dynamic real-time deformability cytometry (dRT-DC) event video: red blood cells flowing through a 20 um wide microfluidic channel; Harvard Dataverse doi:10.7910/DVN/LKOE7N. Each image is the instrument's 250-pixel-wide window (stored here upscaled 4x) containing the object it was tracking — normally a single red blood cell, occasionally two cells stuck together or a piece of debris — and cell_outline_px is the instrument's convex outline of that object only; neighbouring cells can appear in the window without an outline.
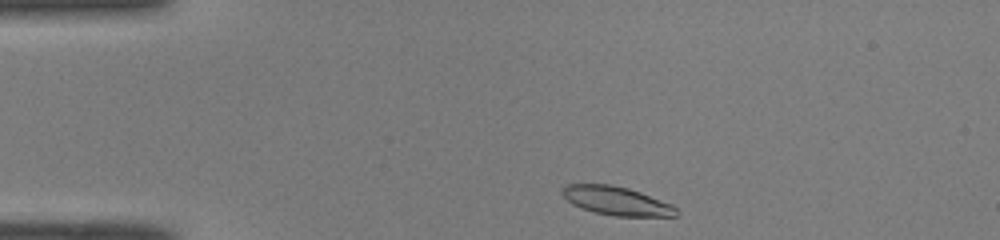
{"species": "common noctule bat (a hibernating species)", "species_latin": "Nyctalus noctula", "temperature_condition": "room temperature", "stored_images_in_passage": 41, "camera_frame_rate_fps": 3000, "um_per_image_px": 0.085, "animal": {"sex": "male", "body_mass_g": 19.0, "forearm_length_mm": 50.8}, "frame": {"image": 1, "passage_image": 1, "time_ms": 0.0, "image_size_px": [1000, 240], "cell_outline_px": [[680, 212], [676, 216], [616, 216], [596, 212], [580, 208], [572, 204], [560, 192], [564, 184], [612, 184], [628, 188], [640, 192], [672, 204]], "centroid_in_image_um": [52.4, 17.06], "position_along_channel_um": 32.6, "area_um2": 19.07}}
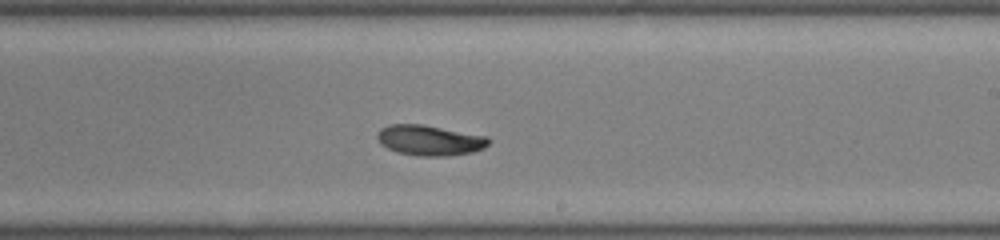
{"frame": {"image": 2, "passage_image": 21, "time_ms": 6.667, "image_size_px": [1000, 240], "cell_outline_px": [[492, 140], [484, 148], [472, 152], [448, 156], [416, 156], [396, 152], [380, 144], [376, 136], [380, 128], [392, 124], [420, 124], [488, 136]], "centroid_in_image_um": [36.52, 11.93], "position_along_channel_um": 252.5, "area_um2": 19.83}}
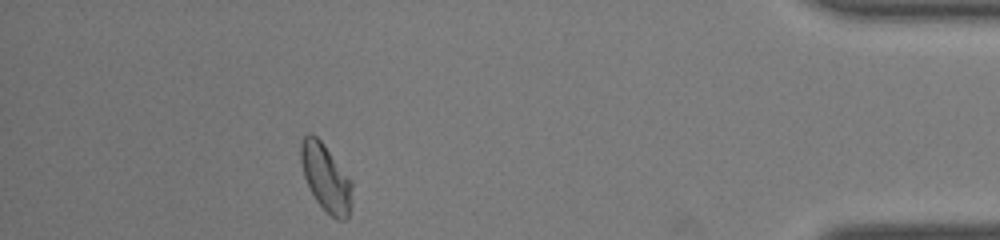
{"frame": {"image": 3, "passage_image": 36, "time_ms": 11.667, "image_size_px": [1000, 240], "cell_outline_px": [[352, 204], [348, 220], [336, 220], [316, 200], [304, 176], [300, 160], [300, 140], [308, 132], [316, 136], [324, 144], [352, 180]], "centroid_in_image_um": [27.72, 15.1], "position_along_channel_um": 407.5, "area_um2": 20.23}, "authors_computed_cell_mechanics": {"area_um2": 19.5364, "velocity_mm_per_s": 4.0692, "shape_relaxation_time_tau1_ms": 4.1608, "shape_relaxation_time_tau2_ms": 5.4022, "deformation_change_tau1": 0.1229, "deformation_change_tau2": 0.0933}}